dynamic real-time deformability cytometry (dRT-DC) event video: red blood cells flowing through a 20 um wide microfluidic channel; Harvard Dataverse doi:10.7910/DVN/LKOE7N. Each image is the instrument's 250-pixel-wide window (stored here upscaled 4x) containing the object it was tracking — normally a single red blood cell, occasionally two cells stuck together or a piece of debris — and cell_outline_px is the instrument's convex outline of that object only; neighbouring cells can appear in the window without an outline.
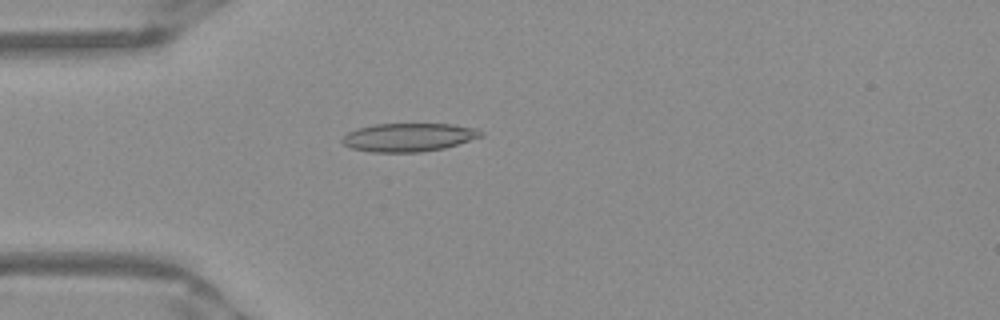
{"species": "Egyptian fruit bat (a non-hibernating species)", "species_latin": "Rousettus aegyptiacus", "temperature_condition": "warm", "stored_images_in_passage": 51, "camera_frame_rate_fps": 3000, "um_per_image_px": 0.085, "frame": {"image": 1, "passage_image": 14, "time_ms": 4.333, "image_size_px": [1000, 320], "cell_outline_px": [[484, 136], [444, 148], [420, 152], [372, 152], [352, 148], [344, 144], [340, 140], [348, 132], [356, 128], [376, 124], [452, 124], [480, 128], [484, 132]], "centroid_in_image_um": [34.78, 11.66], "position_along_channel_um": 50.2, "area_um2": 23.06}}
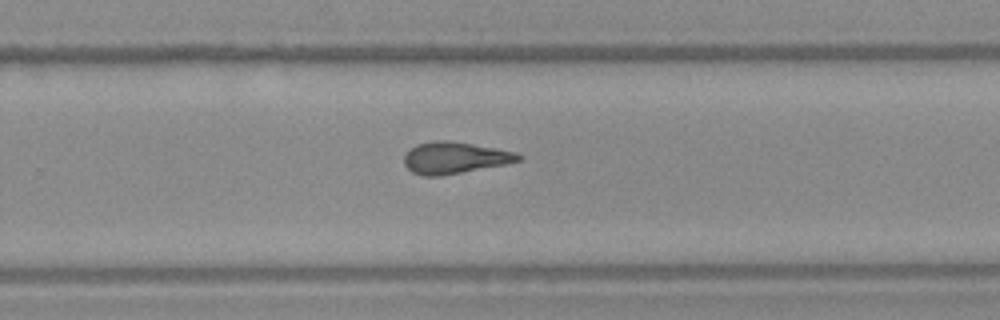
{"frame": {"image": 2, "passage_image": 33, "time_ms": 10.667, "image_size_px": [1000, 320], "cell_outline_px": [[524, 160], [504, 164], [440, 176], [424, 176], [412, 172], [404, 164], [404, 156], [408, 148], [416, 144], [436, 140], [448, 140], [496, 148], [516, 152], [524, 156]], "centroid_in_image_um": [38.64, 13.4], "position_along_channel_um": 291.2, "area_um2": 21.15}}
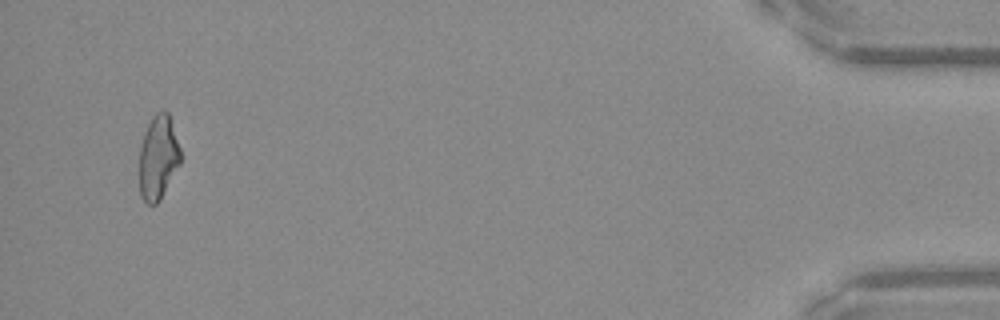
{"frame": {"image": 3, "passage_image": 49, "time_ms": 16.0, "image_size_px": [1000, 320], "cell_outline_px": [[180, 164], [160, 200], [156, 204], [148, 204], [140, 196], [140, 148], [144, 132], [152, 116], [156, 112], [168, 112], [180, 148]], "centroid_in_image_um": [13.44, 13.4], "position_along_channel_um": 421.8, "area_um2": 20.0}, "authors_computed_cell_mechanics": {"area_um2": 21.386, "velocity_mm_per_s": 3.9598, "shape_relaxation_time_tau1_ms": null, "shape_relaxation_time_tau2_ms": 2.243, "deformation_change_tau1": null, "deformation_change_tau2": 0.1285}}